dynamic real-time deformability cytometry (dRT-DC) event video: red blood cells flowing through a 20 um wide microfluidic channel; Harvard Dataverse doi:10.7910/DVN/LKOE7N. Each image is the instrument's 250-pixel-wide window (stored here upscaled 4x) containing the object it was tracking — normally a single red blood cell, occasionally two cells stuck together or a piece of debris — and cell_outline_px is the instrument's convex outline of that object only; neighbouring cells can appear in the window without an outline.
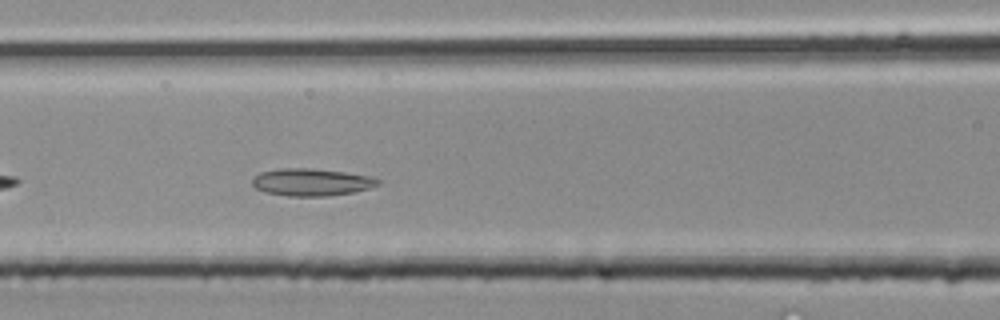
{"species": "common noctule bat (a hibernating species)", "species_latin": "Nyctalus noctula", "temperature_condition": "room temperature", "stored_images_in_passage": 12, "camera_frame_rate_fps": 3000, "um_per_image_px": 0.085, "animal": {"sex": "male", "body_mass_g": 20.4}, "frame": {"image": 1, "passage_image": 12, "time_ms": 3.667, "image_size_px": [1000, 320], "cell_outline_px": [[380, 184], [368, 188], [352, 192], [328, 196], [288, 196], [268, 192], [256, 188], [252, 184], [252, 180], [260, 172], [280, 168], [312, 168], [344, 172], [368, 176], [380, 180]], "centroid_in_image_um": [26.46, 15.48], "position_along_channel_um": 140.1, "area_um2": 19.77}}